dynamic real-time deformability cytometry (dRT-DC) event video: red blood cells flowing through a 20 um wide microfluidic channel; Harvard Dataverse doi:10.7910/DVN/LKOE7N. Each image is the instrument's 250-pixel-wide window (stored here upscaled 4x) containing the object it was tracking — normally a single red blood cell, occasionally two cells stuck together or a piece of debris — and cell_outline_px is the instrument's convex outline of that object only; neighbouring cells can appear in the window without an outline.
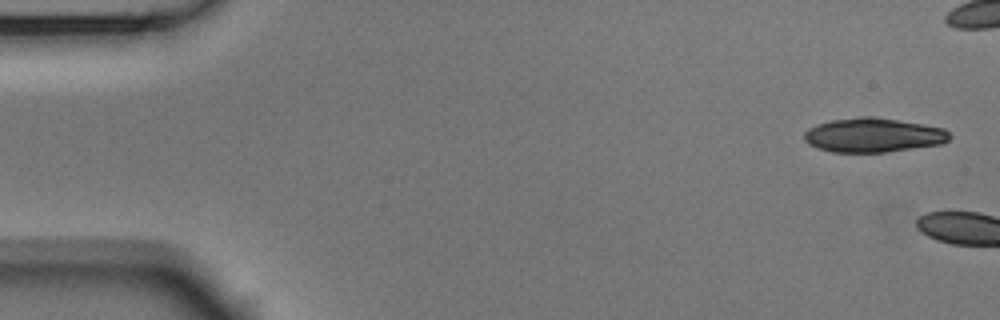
{"species": "Egyptian fruit bat (a non-hibernating species)", "species_latin": "Rousettus aegyptiacus", "temperature_condition": "room temperature", "stored_images_in_passage": 2, "camera_frame_rate_fps": 3000, "um_per_image_px": 0.085, "animal": {"sex": "male"}, "frame": {"image": 1, "passage_image": 1, "time_ms": 0.0, "image_size_px": [1000, 320], "cell_outline_px": [[952, 136], [948, 140], [940, 144], [884, 152], [832, 152], [816, 148], [808, 144], [804, 140], [804, 132], [808, 128], [816, 124], [832, 120], [860, 116], [872, 116], [924, 124], [944, 128]], "centroid_in_image_um": [74.19, 11.48], "position_along_channel_um": 10.8, "area_um2": 29.07}}